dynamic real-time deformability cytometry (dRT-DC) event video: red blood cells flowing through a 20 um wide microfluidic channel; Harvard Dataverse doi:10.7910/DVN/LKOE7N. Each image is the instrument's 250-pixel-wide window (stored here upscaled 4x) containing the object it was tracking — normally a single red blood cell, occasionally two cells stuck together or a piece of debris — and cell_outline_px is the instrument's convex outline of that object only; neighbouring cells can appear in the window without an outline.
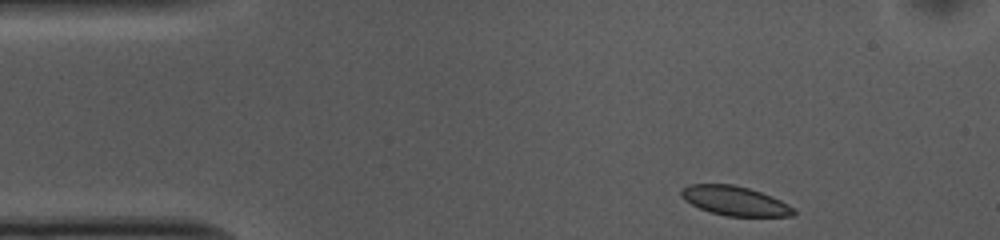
{"species": "common noctule bat (a hibernating species)", "species_latin": "Nyctalus noctula", "temperature_condition": "cold", "stored_images_in_passage": 40, "camera_frame_rate_fps": 3000, "um_per_image_px": 0.085, "animal": {"sex": "female", "body_mass_g": 10.0, "forearm_length_mm": 53.1}, "frame": {"image": 1, "passage_image": 1, "time_ms": 0.0, "image_size_px": [1000, 240], "cell_outline_px": [[796, 212], [792, 216], [724, 216], [700, 208], [684, 200], [680, 196], [680, 192], [688, 184], [732, 184], [748, 188], [772, 196], [796, 208]], "centroid_in_image_um": [62.48, 17.07], "position_along_channel_um": 22.5, "area_um2": 19.19}}
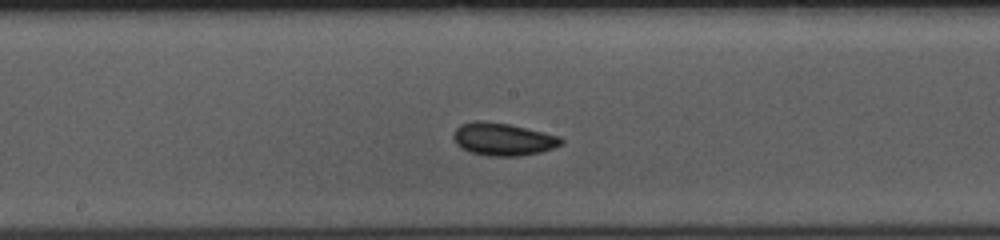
{"frame": {"image": 2, "passage_image": 21, "time_ms": 6.667, "image_size_px": [1000, 240], "cell_outline_px": [[564, 140], [560, 144], [552, 148], [540, 152], [520, 156], [492, 156], [472, 152], [456, 144], [452, 136], [456, 128], [460, 124], [476, 120], [480, 120], [508, 124], [560, 136]], "centroid_in_image_um": [42.73, 11.82], "position_along_channel_um": 205.5, "area_um2": 20.23}}
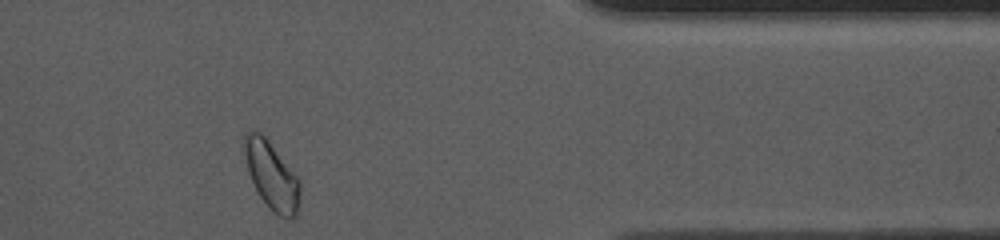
{"frame": {"image": 3, "passage_image": 38, "time_ms": 12.333, "image_size_px": [1000, 240], "cell_outline_px": [[300, 200], [296, 216], [292, 220], [280, 216], [260, 196], [248, 172], [244, 152], [244, 132], [252, 128], [260, 132], [268, 140], [300, 176]], "centroid_in_image_um": [23.12, 14.86], "position_along_channel_um": 388.3, "area_um2": 22.2}, "authors_computed_cell_mechanics": {"area_um2": 19.6809, "velocity_mm_per_s": 3.6653, "shape_relaxation_time_tau1_ms": 3.1635, "shape_relaxation_time_tau2_ms": 3.9521, "deformation_change_tau1": 0.0672, "deformation_change_tau2": 0.0622}}